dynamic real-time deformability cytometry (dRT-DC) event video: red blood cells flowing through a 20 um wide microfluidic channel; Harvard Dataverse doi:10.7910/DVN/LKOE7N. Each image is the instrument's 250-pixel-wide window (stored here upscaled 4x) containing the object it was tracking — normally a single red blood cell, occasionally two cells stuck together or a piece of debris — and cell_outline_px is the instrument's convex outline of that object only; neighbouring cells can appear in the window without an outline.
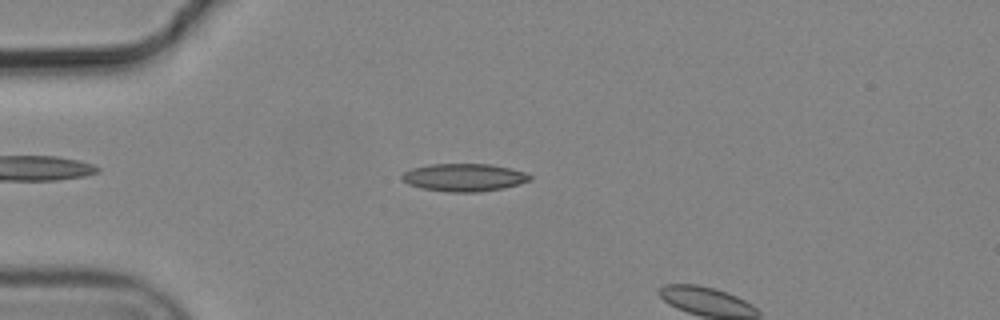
{"species": "common noctule bat (a hibernating species)", "species_latin": "Nyctalus noctula", "temperature_condition": "cold", "stored_images_in_passage": 6, "camera_frame_rate_fps": 3000, "um_per_image_px": 0.085, "animal": {"sex": "male", "body_mass_g": 19.2, "forearm_length_mm": 51.8}, "frame": {"image": 1, "passage_image": 5, "time_ms": 1.333, "image_size_px": [1000, 320], "cell_outline_px": [[532, 180], [520, 184], [504, 188], [480, 192], [448, 192], [424, 188], [408, 184], [400, 180], [400, 176], [404, 172], [412, 168], [432, 164], [488, 164], [508, 168], [524, 172], [532, 176]], "centroid_in_image_um": [39.44, 15.09], "position_along_channel_um": 45.6, "area_um2": 20.69}}